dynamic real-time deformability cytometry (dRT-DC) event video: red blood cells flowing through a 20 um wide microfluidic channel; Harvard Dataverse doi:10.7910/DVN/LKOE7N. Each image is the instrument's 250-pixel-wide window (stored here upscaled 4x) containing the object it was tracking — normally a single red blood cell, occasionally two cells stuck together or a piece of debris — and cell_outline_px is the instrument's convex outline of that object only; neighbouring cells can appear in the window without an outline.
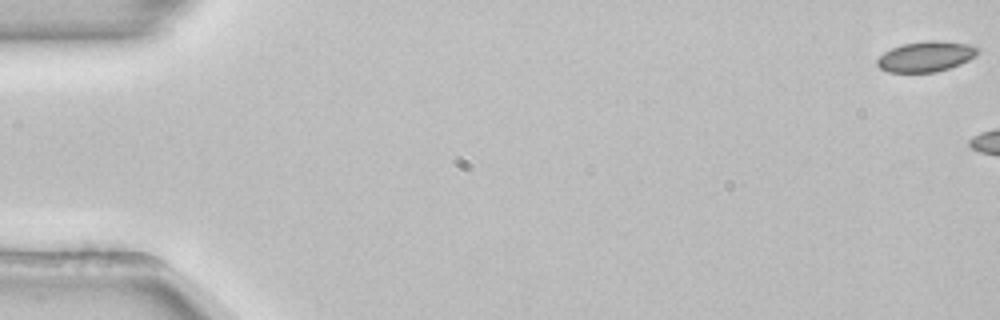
{"species": "common noctule bat (a hibernating species)", "species_latin": "Nyctalus noctula", "temperature_condition": "room temperature", "stored_images_in_passage": 7, "camera_frame_rate_fps": 3000, "um_per_image_px": 0.085, "animal": {"sex": "female", "body_mass_g": 22.7, "forearm_length_mm": 54.2}, "frame": {"image": 1, "passage_image": 1, "time_ms": 0.0, "image_size_px": [1000, 320], "cell_outline_px": [[980, 48], [976, 56], [960, 64], [936, 72], [888, 72], [880, 68], [876, 64], [876, 60], [884, 52], [892, 48], [904, 44], [932, 40], [936, 40], [968, 44]], "centroid_in_image_um": [78.71, 4.81], "position_along_channel_um": 6.3, "area_um2": 17.69}}